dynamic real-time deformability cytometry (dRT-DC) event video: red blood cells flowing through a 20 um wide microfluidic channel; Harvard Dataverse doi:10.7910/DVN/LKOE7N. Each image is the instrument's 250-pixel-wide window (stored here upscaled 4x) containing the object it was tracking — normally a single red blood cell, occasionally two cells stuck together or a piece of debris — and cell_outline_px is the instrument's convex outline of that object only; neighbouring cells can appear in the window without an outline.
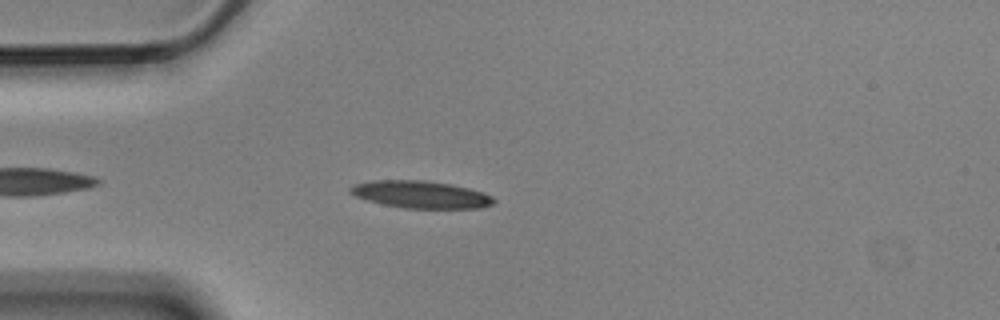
{"species": "Egyptian fruit bat (a non-hibernating species)", "species_latin": "Rousettus aegyptiacus", "temperature_condition": "cold", "stored_images_in_passage": 5, "camera_frame_rate_fps": 3000, "um_per_image_px": 0.085, "animal": {"sex": "male"}, "frame": {"image": 1, "passage_image": 5, "time_ms": 1.333, "image_size_px": [1000, 320], "cell_outline_px": [[496, 200], [492, 204], [480, 208], [404, 208], [384, 204], [368, 200], [356, 196], [348, 192], [348, 188], [352, 184], [372, 180], [424, 180], [452, 184], [484, 192], [492, 196]], "centroid_in_image_um": [35.75, 16.52], "position_along_channel_um": 49.2, "area_um2": 22.89}}